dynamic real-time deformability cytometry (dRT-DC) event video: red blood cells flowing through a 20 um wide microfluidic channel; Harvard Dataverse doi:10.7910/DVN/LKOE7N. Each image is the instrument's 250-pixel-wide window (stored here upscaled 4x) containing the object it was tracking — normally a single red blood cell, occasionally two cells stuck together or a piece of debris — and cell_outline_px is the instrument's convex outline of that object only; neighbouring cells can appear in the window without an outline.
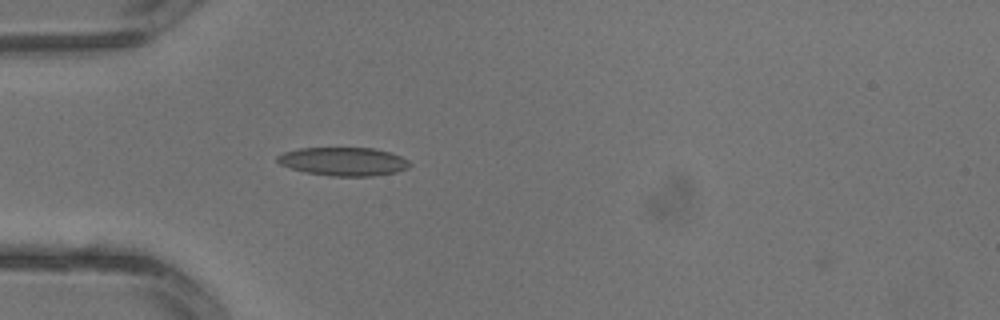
{"species": "common noctule bat (a hibernating species)", "species_latin": "Nyctalus noctula", "temperature_condition": "warm", "stored_images_in_passage": 1, "camera_frame_rate_fps": 3000, "um_per_image_px": 0.085, "animal": {"sex": "male", "body_mass_g": 13.3}, "frame": {"image": 1, "passage_image": 1, "time_ms": 0.0, "image_size_px": [1000, 320], "cell_outline_px": [[412, 164], [408, 168], [396, 172], [372, 176], [328, 176], [308, 172], [292, 168], [280, 164], [276, 160], [276, 156], [284, 152], [300, 148], [372, 148], [388, 152], [400, 156], [408, 160]], "centroid_in_image_um": [29.2, 13.73], "position_along_channel_um": 55.8, "area_um2": 21.79}}